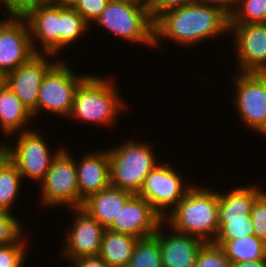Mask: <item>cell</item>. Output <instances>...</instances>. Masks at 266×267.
Instances as JSON below:
<instances>
[{"instance_id":"cell-38","label":"cell","mask_w":266,"mask_h":267,"mask_svg":"<svg viewBox=\"0 0 266 267\" xmlns=\"http://www.w3.org/2000/svg\"><path fill=\"white\" fill-rule=\"evenodd\" d=\"M159 2V0H137V4L147 8L149 11Z\"/></svg>"},{"instance_id":"cell-42","label":"cell","mask_w":266,"mask_h":267,"mask_svg":"<svg viewBox=\"0 0 266 267\" xmlns=\"http://www.w3.org/2000/svg\"><path fill=\"white\" fill-rule=\"evenodd\" d=\"M115 267H131V266L128 264V265H120V266H115Z\"/></svg>"},{"instance_id":"cell-39","label":"cell","mask_w":266,"mask_h":267,"mask_svg":"<svg viewBox=\"0 0 266 267\" xmlns=\"http://www.w3.org/2000/svg\"><path fill=\"white\" fill-rule=\"evenodd\" d=\"M6 87V74L0 72V91Z\"/></svg>"},{"instance_id":"cell-16","label":"cell","mask_w":266,"mask_h":267,"mask_svg":"<svg viewBox=\"0 0 266 267\" xmlns=\"http://www.w3.org/2000/svg\"><path fill=\"white\" fill-rule=\"evenodd\" d=\"M74 217L61 245V257L74 260L99 254L105 228L81 207L71 208ZM63 246V247H62Z\"/></svg>"},{"instance_id":"cell-2","label":"cell","mask_w":266,"mask_h":267,"mask_svg":"<svg viewBox=\"0 0 266 267\" xmlns=\"http://www.w3.org/2000/svg\"><path fill=\"white\" fill-rule=\"evenodd\" d=\"M219 196L213 188L193 186L178 204L164 217L169 228L214 242L219 231Z\"/></svg>"},{"instance_id":"cell-33","label":"cell","mask_w":266,"mask_h":267,"mask_svg":"<svg viewBox=\"0 0 266 267\" xmlns=\"http://www.w3.org/2000/svg\"><path fill=\"white\" fill-rule=\"evenodd\" d=\"M46 0H0L7 14L22 15L28 8Z\"/></svg>"},{"instance_id":"cell-10","label":"cell","mask_w":266,"mask_h":267,"mask_svg":"<svg viewBox=\"0 0 266 267\" xmlns=\"http://www.w3.org/2000/svg\"><path fill=\"white\" fill-rule=\"evenodd\" d=\"M236 73H238L236 75ZM232 100L247 129L266 137V73L236 72Z\"/></svg>"},{"instance_id":"cell-27","label":"cell","mask_w":266,"mask_h":267,"mask_svg":"<svg viewBox=\"0 0 266 267\" xmlns=\"http://www.w3.org/2000/svg\"><path fill=\"white\" fill-rule=\"evenodd\" d=\"M266 23V0H238L229 24Z\"/></svg>"},{"instance_id":"cell-30","label":"cell","mask_w":266,"mask_h":267,"mask_svg":"<svg viewBox=\"0 0 266 267\" xmlns=\"http://www.w3.org/2000/svg\"><path fill=\"white\" fill-rule=\"evenodd\" d=\"M27 245L22 236L16 243L0 246V267H24Z\"/></svg>"},{"instance_id":"cell-14","label":"cell","mask_w":266,"mask_h":267,"mask_svg":"<svg viewBox=\"0 0 266 267\" xmlns=\"http://www.w3.org/2000/svg\"><path fill=\"white\" fill-rule=\"evenodd\" d=\"M35 54L25 18L8 14L0 24V72L7 74L15 70Z\"/></svg>"},{"instance_id":"cell-3","label":"cell","mask_w":266,"mask_h":267,"mask_svg":"<svg viewBox=\"0 0 266 267\" xmlns=\"http://www.w3.org/2000/svg\"><path fill=\"white\" fill-rule=\"evenodd\" d=\"M113 81L108 76L102 78L98 74H89L75 91L68 119L74 117L73 120L94 123L96 126L114 125L119 120L118 116L127 111V107L120 95L121 91H118V84Z\"/></svg>"},{"instance_id":"cell-19","label":"cell","mask_w":266,"mask_h":267,"mask_svg":"<svg viewBox=\"0 0 266 267\" xmlns=\"http://www.w3.org/2000/svg\"><path fill=\"white\" fill-rule=\"evenodd\" d=\"M79 202L90 195L111 186L110 160L108 150L94 151L85 154L79 163L76 162Z\"/></svg>"},{"instance_id":"cell-5","label":"cell","mask_w":266,"mask_h":267,"mask_svg":"<svg viewBox=\"0 0 266 267\" xmlns=\"http://www.w3.org/2000/svg\"><path fill=\"white\" fill-rule=\"evenodd\" d=\"M265 189L256 184L235 187L219 196V231L213 243L223 246L229 240L254 234L251 219L252 206Z\"/></svg>"},{"instance_id":"cell-44","label":"cell","mask_w":266,"mask_h":267,"mask_svg":"<svg viewBox=\"0 0 266 267\" xmlns=\"http://www.w3.org/2000/svg\"><path fill=\"white\" fill-rule=\"evenodd\" d=\"M5 20V18H3V19H0V24L3 22Z\"/></svg>"},{"instance_id":"cell-29","label":"cell","mask_w":266,"mask_h":267,"mask_svg":"<svg viewBox=\"0 0 266 267\" xmlns=\"http://www.w3.org/2000/svg\"><path fill=\"white\" fill-rule=\"evenodd\" d=\"M23 227L13 213L0 211V246L16 243L24 236Z\"/></svg>"},{"instance_id":"cell-32","label":"cell","mask_w":266,"mask_h":267,"mask_svg":"<svg viewBox=\"0 0 266 267\" xmlns=\"http://www.w3.org/2000/svg\"><path fill=\"white\" fill-rule=\"evenodd\" d=\"M250 216L254 235L266 243V190L254 201Z\"/></svg>"},{"instance_id":"cell-37","label":"cell","mask_w":266,"mask_h":267,"mask_svg":"<svg viewBox=\"0 0 266 267\" xmlns=\"http://www.w3.org/2000/svg\"><path fill=\"white\" fill-rule=\"evenodd\" d=\"M232 267H266V260L246 261L232 264Z\"/></svg>"},{"instance_id":"cell-8","label":"cell","mask_w":266,"mask_h":267,"mask_svg":"<svg viewBox=\"0 0 266 267\" xmlns=\"http://www.w3.org/2000/svg\"><path fill=\"white\" fill-rule=\"evenodd\" d=\"M17 141L14 146L5 144V155L16 166L18 172L24 179L40 182L46 172L50 169L53 159L64 148H56L51 153V149L44 137L35 130H27L17 133ZM43 137V138H42Z\"/></svg>"},{"instance_id":"cell-6","label":"cell","mask_w":266,"mask_h":267,"mask_svg":"<svg viewBox=\"0 0 266 267\" xmlns=\"http://www.w3.org/2000/svg\"><path fill=\"white\" fill-rule=\"evenodd\" d=\"M95 22L123 40L154 48V20L150 11L137 3L109 0Z\"/></svg>"},{"instance_id":"cell-40","label":"cell","mask_w":266,"mask_h":267,"mask_svg":"<svg viewBox=\"0 0 266 267\" xmlns=\"http://www.w3.org/2000/svg\"><path fill=\"white\" fill-rule=\"evenodd\" d=\"M6 139L5 142H3V140H1L0 142V159L5 155V144H6Z\"/></svg>"},{"instance_id":"cell-31","label":"cell","mask_w":266,"mask_h":267,"mask_svg":"<svg viewBox=\"0 0 266 267\" xmlns=\"http://www.w3.org/2000/svg\"><path fill=\"white\" fill-rule=\"evenodd\" d=\"M109 0H75L70 6L80 14L84 21L91 27V23L96 21Z\"/></svg>"},{"instance_id":"cell-36","label":"cell","mask_w":266,"mask_h":267,"mask_svg":"<svg viewBox=\"0 0 266 267\" xmlns=\"http://www.w3.org/2000/svg\"><path fill=\"white\" fill-rule=\"evenodd\" d=\"M197 2L217 7L230 17L237 6L238 0H197Z\"/></svg>"},{"instance_id":"cell-1","label":"cell","mask_w":266,"mask_h":267,"mask_svg":"<svg viewBox=\"0 0 266 267\" xmlns=\"http://www.w3.org/2000/svg\"><path fill=\"white\" fill-rule=\"evenodd\" d=\"M229 30V16L221 9L195 2L163 12L154 21V48L161 39L192 48Z\"/></svg>"},{"instance_id":"cell-15","label":"cell","mask_w":266,"mask_h":267,"mask_svg":"<svg viewBox=\"0 0 266 267\" xmlns=\"http://www.w3.org/2000/svg\"><path fill=\"white\" fill-rule=\"evenodd\" d=\"M52 54L36 53L26 63L6 74V86L9 87L33 114L38 115V92L47 71L59 60Z\"/></svg>"},{"instance_id":"cell-21","label":"cell","mask_w":266,"mask_h":267,"mask_svg":"<svg viewBox=\"0 0 266 267\" xmlns=\"http://www.w3.org/2000/svg\"><path fill=\"white\" fill-rule=\"evenodd\" d=\"M33 118V114L9 87L0 91V132L3 136L8 139V136L10 138L16 133L30 130L25 127Z\"/></svg>"},{"instance_id":"cell-9","label":"cell","mask_w":266,"mask_h":267,"mask_svg":"<svg viewBox=\"0 0 266 267\" xmlns=\"http://www.w3.org/2000/svg\"><path fill=\"white\" fill-rule=\"evenodd\" d=\"M69 151L63 148L53 159L50 169L41 184L42 205L70 206L69 208L82 207L79 202V189L75 159Z\"/></svg>"},{"instance_id":"cell-12","label":"cell","mask_w":266,"mask_h":267,"mask_svg":"<svg viewBox=\"0 0 266 267\" xmlns=\"http://www.w3.org/2000/svg\"><path fill=\"white\" fill-rule=\"evenodd\" d=\"M237 72L266 73V23L229 24Z\"/></svg>"},{"instance_id":"cell-26","label":"cell","mask_w":266,"mask_h":267,"mask_svg":"<svg viewBox=\"0 0 266 267\" xmlns=\"http://www.w3.org/2000/svg\"><path fill=\"white\" fill-rule=\"evenodd\" d=\"M129 265L131 267H163L158 238L155 235L138 239Z\"/></svg>"},{"instance_id":"cell-17","label":"cell","mask_w":266,"mask_h":267,"mask_svg":"<svg viewBox=\"0 0 266 267\" xmlns=\"http://www.w3.org/2000/svg\"><path fill=\"white\" fill-rule=\"evenodd\" d=\"M162 222V216L152 205L134 194L107 229L141 239L153 236Z\"/></svg>"},{"instance_id":"cell-25","label":"cell","mask_w":266,"mask_h":267,"mask_svg":"<svg viewBox=\"0 0 266 267\" xmlns=\"http://www.w3.org/2000/svg\"><path fill=\"white\" fill-rule=\"evenodd\" d=\"M90 29L84 19L70 5L60 4V51L76 44Z\"/></svg>"},{"instance_id":"cell-18","label":"cell","mask_w":266,"mask_h":267,"mask_svg":"<svg viewBox=\"0 0 266 267\" xmlns=\"http://www.w3.org/2000/svg\"><path fill=\"white\" fill-rule=\"evenodd\" d=\"M162 222L156 233L163 267H194L197 254L205 243L203 240L188 234L177 232L170 228L169 234L162 229Z\"/></svg>"},{"instance_id":"cell-23","label":"cell","mask_w":266,"mask_h":267,"mask_svg":"<svg viewBox=\"0 0 266 267\" xmlns=\"http://www.w3.org/2000/svg\"><path fill=\"white\" fill-rule=\"evenodd\" d=\"M222 249L232 264L266 260V243L254 234L229 240Z\"/></svg>"},{"instance_id":"cell-35","label":"cell","mask_w":266,"mask_h":267,"mask_svg":"<svg viewBox=\"0 0 266 267\" xmlns=\"http://www.w3.org/2000/svg\"><path fill=\"white\" fill-rule=\"evenodd\" d=\"M67 262L73 264L71 267H110L99 255L81 257Z\"/></svg>"},{"instance_id":"cell-34","label":"cell","mask_w":266,"mask_h":267,"mask_svg":"<svg viewBox=\"0 0 266 267\" xmlns=\"http://www.w3.org/2000/svg\"><path fill=\"white\" fill-rule=\"evenodd\" d=\"M195 2H197V0H159V2L150 10V15L155 21L163 12Z\"/></svg>"},{"instance_id":"cell-22","label":"cell","mask_w":266,"mask_h":267,"mask_svg":"<svg viewBox=\"0 0 266 267\" xmlns=\"http://www.w3.org/2000/svg\"><path fill=\"white\" fill-rule=\"evenodd\" d=\"M139 238L105 229L99 256L110 266L128 265Z\"/></svg>"},{"instance_id":"cell-13","label":"cell","mask_w":266,"mask_h":267,"mask_svg":"<svg viewBox=\"0 0 266 267\" xmlns=\"http://www.w3.org/2000/svg\"><path fill=\"white\" fill-rule=\"evenodd\" d=\"M22 16L28 23L34 52L57 55L60 52V3L53 0L40 2L28 8Z\"/></svg>"},{"instance_id":"cell-11","label":"cell","mask_w":266,"mask_h":267,"mask_svg":"<svg viewBox=\"0 0 266 267\" xmlns=\"http://www.w3.org/2000/svg\"><path fill=\"white\" fill-rule=\"evenodd\" d=\"M172 166L168 162H160L146 176L142 188L137 194L150 203L163 219L193 186L189 183L186 184L182 180V178L184 179L183 174L177 173Z\"/></svg>"},{"instance_id":"cell-4","label":"cell","mask_w":266,"mask_h":267,"mask_svg":"<svg viewBox=\"0 0 266 267\" xmlns=\"http://www.w3.org/2000/svg\"><path fill=\"white\" fill-rule=\"evenodd\" d=\"M147 142L127 139L108 149L111 186L138 194L146 176L159 161Z\"/></svg>"},{"instance_id":"cell-41","label":"cell","mask_w":266,"mask_h":267,"mask_svg":"<svg viewBox=\"0 0 266 267\" xmlns=\"http://www.w3.org/2000/svg\"><path fill=\"white\" fill-rule=\"evenodd\" d=\"M53 1L63 5H71L75 0H53Z\"/></svg>"},{"instance_id":"cell-20","label":"cell","mask_w":266,"mask_h":267,"mask_svg":"<svg viewBox=\"0 0 266 267\" xmlns=\"http://www.w3.org/2000/svg\"><path fill=\"white\" fill-rule=\"evenodd\" d=\"M133 195L129 191L109 186L90 195L83 201L81 208L107 229Z\"/></svg>"},{"instance_id":"cell-24","label":"cell","mask_w":266,"mask_h":267,"mask_svg":"<svg viewBox=\"0 0 266 267\" xmlns=\"http://www.w3.org/2000/svg\"><path fill=\"white\" fill-rule=\"evenodd\" d=\"M23 178L16 166L4 155L0 159V211L10 212L20 194Z\"/></svg>"},{"instance_id":"cell-43","label":"cell","mask_w":266,"mask_h":267,"mask_svg":"<svg viewBox=\"0 0 266 267\" xmlns=\"http://www.w3.org/2000/svg\"><path fill=\"white\" fill-rule=\"evenodd\" d=\"M127 1H131V2L137 3V0H127Z\"/></svg>"},{"instance_id":"cell-28","label":"cell","mask_w":266,"mask_h":267,"mask_svg":"<svg viewBox=\"0 0 266 267\" xmlns=\"http://www.w3.org/2000/svg\"><path fill=\"white\" fill-rule=\"evenodd\" d=\"M194 267H232L221 246L206 242L200 248Z\"/></svg>"},{"instance_id":"cell-7","label":"cell","mask_w":266,"mask_h":267,"mask_svg":"<svg viewBox=\"0 0 266 267\" xmlns=\"http://www.w3.org/2000/svg\"><path fill=\"white\" fill-rule=\"evenodd\" d=\"M67 63V64H66ZM68 61L59 59L46 73L38 92V114L40 111L52 116L70 115L74 94L79 84L89 75L74 73ZM77 74V75H76Z\"/></svg>"}]
</instances>
